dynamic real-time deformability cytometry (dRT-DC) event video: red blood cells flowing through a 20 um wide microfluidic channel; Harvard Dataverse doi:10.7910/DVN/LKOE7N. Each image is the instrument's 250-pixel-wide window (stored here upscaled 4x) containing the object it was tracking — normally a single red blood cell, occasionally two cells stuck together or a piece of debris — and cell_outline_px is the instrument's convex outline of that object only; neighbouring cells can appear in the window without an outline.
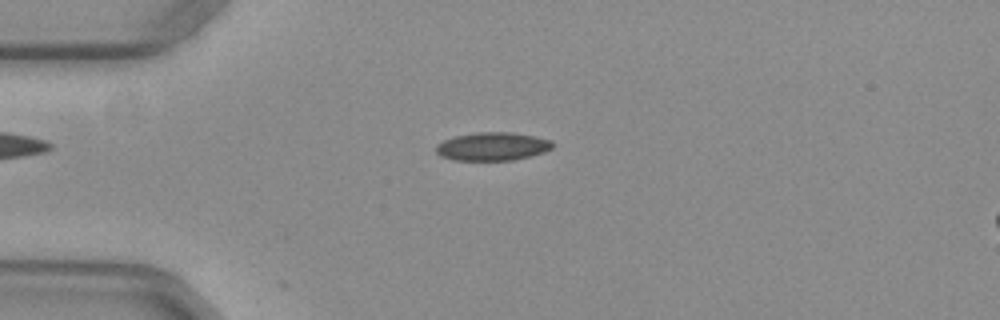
{"species": "common noctule bat (a hibernating species)", "species_latin": "Nyctalus noctula", "temperature_condition": "warm", "stored_images_in_passage": 43, "camera_frame_rate_fps": 3000, "um_per_image_px": 0.085, "animal": {"sex": "female", "body_mass_g": 29.2, "forearm_length_mm": 56.3}, "frame": {"image": 1, "passage_image": 4, "time_ms": 1.0, "image_size_px": [1000, 320], "cell_outline_px": [[552, 148], [544, 152], [512, 160], [452, 160], [440, 156], [436, 152], [436, 144], [444, 140], [456, 136], [476, 132], [512, 132], [536, 136], [552, 140]], "centroid_in_image_um": [41.84, 12.44], "position_along_channel_um": 43.2, "area_um2": 19.19}}
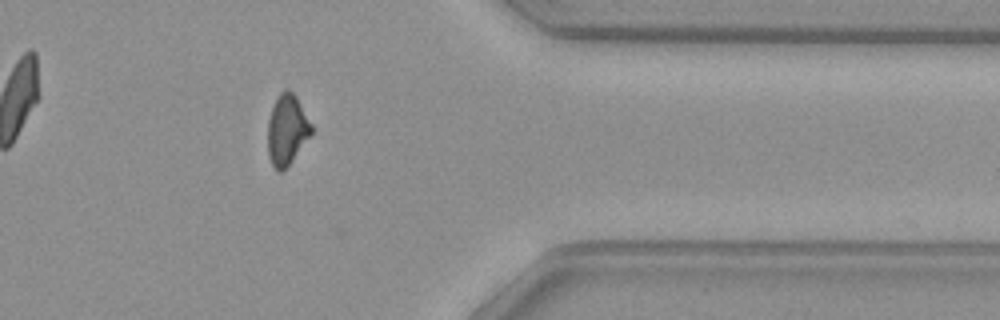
{"frame": {"image": 2, "passage_image": 33, "time_ms": 10.667, "image_size_px": [1000, 320], "cell_outline_px": [[312, 132], [292, 160], [280, 172], [276, 172], [268, 156], [268, 120], [276, 96], [284, 88], [288, 88], [296, 96], [312, 124]], "centroid_in_image_um": [24.37, 10.99], "position_along_channel_um": 387.0, "area_um2": 17.8}}
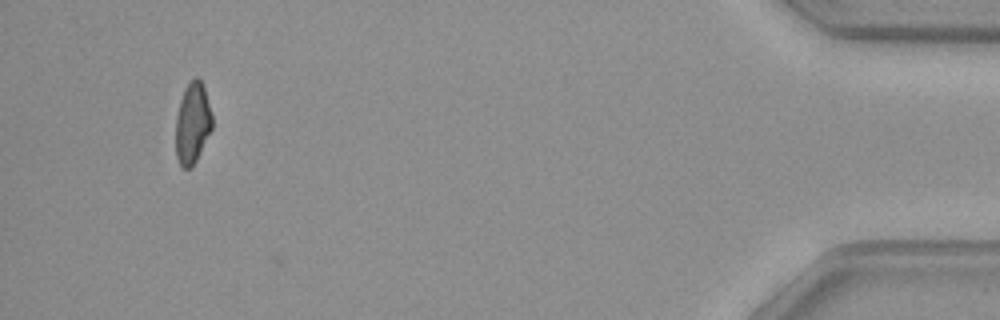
{"frame": {"image": 3, "passage_image": 40, "time_ms": 13.0, "image_size_px": [1000, 320], "cell_outline_px": [[212, 128], [196, 160], [188, 168], [184, 168], [180, 164], [176, 156], [176, 116], [180, 100], [184, 88], [196, 76], [200, 80], [204, 88], [212, 116]], "centroid_in_image_um": [16.35, 10.45], "position_along_channel_um": 418.9, "area_um2": 16.88}, "authors_computed_cell_mechanics": {"area_um2": 18.6116, "velocity_mm_per_s": 3.9735, "shape_relaxation_time_tau1_ms": null, "shape_relaxation_time_tau2_ms": 1.9917, "deformation_change_tau1": null, "deformation_change_tau2": 0.0579}}